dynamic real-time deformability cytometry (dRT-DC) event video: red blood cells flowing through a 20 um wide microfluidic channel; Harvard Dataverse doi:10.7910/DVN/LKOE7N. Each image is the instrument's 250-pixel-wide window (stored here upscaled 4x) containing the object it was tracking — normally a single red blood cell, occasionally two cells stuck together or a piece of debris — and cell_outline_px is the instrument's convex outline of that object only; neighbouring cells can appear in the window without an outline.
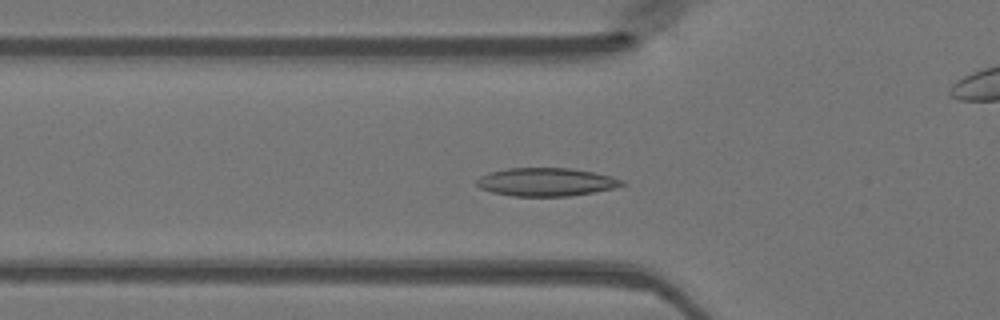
{"species": "Egyptian fruit bat (a non-hibernating species)", "species_latin": "Rousettus aegyptiacus", "temperature_condition": "warm", "stored_images_in_passage": 48, "camera_frame_rate_fps": 3000, "um_per_image_px": 0.085, "animal": {"sex": "female"}, "frame": {"image": 1, "passage_image": 15, "time_ms": 4.667, "image_size_px": [1000, 320], "cell_outline_px": [[628, 184], [616, 188], [568, 196], [512, 196], [492, 192], [480, 188], [476, 184], [476, 180], [480, 176], [488, 172], [508, 168], [572, 168], [612, 176], [624, 180]], "centroid_in_image_um": [46.44, 15.46], "position_along_channel_um": 79.4, "area_um2": 24.04}}
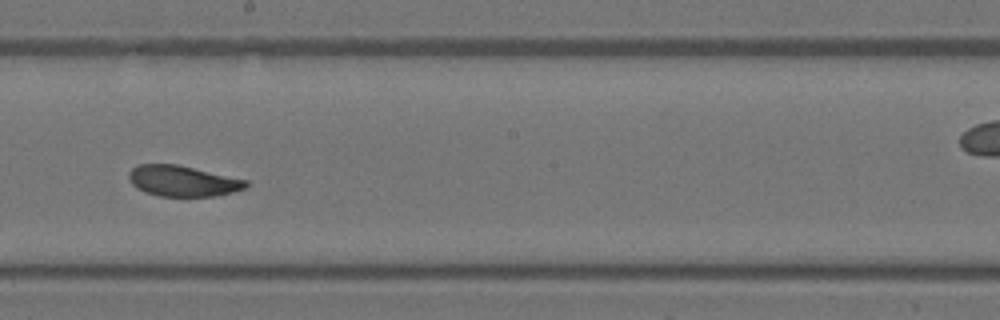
{"frame": {"image": 2, "passage_image": 26, "time_ms": 8.333, "image_size_px": [1000, 320], "cell_outline_px": [[248, 184], [244, 188], [232, 192], [216, 196], [160, 196], [144, 192], [136, 188], [128, 180], [128, 172], [132, 168], [140, 164], [176, 164], [248, 180]], "centroid_in_image_um": [15.49, 15.38], "position_along_channel_um": 232.7, "area_um2": 20.98}}
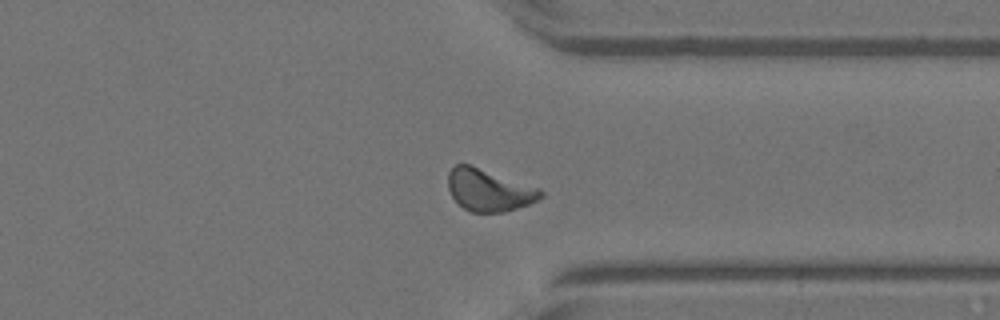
{"frame": {"image": 3, "passage_image": 36, "time_ms": 11.667, "image_size_px": [1000, 320], "cell_outline_px": [[544, 196], [528, 204], [504, 212], [472, 212], [464, 208], [452, 196], [448, 188], [448, 172], [456, 164], [468, 164], [540, 188], [544, 192]], "centroid_in_image_um": [41.56, 16.16], "position_along_channel_um": 369.8, "area_um2": 22.43}}